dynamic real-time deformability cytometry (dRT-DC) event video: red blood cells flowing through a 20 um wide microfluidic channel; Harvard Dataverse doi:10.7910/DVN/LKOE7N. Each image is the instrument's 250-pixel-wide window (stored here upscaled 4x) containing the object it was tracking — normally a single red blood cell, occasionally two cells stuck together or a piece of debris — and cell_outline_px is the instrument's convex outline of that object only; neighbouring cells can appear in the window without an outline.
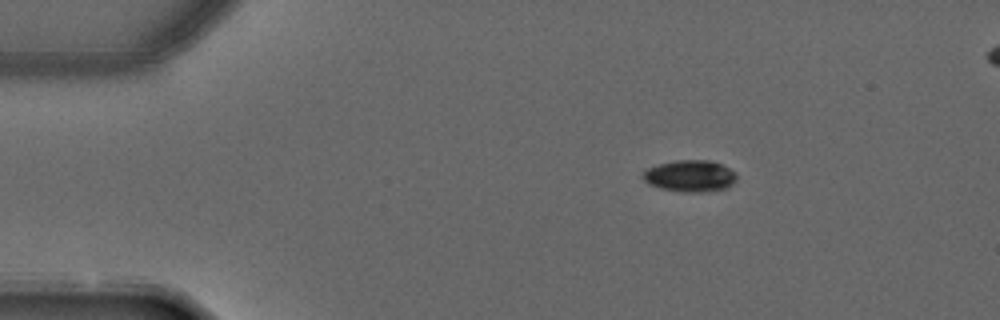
{"species": "common noctule bat (a hibernating species)", "species_latin": "Nyctalus noctula", "temperature_condition": "warm", "stored_images_in_passage": 4, "segment_of_instrument_passage": [1, 2], "camera_frame_rate_fps": 3000, "um_per_image_px": 0.085, "animal": {"sex": "male", "forearm_length_mm": 52.5}, "frame": {"image": 1, "passage_image": 1, "time_ms": 0.0, "image_size_px": [1000, 320], "cell_outline_px": [[736, 180], [728, 188], [704, 192], [684, 192], [660, 188], [648, 184], [640, 176], [644, 168], [676, 160], [712, 160], [736, 172]], "centroid_in_image_um": [58.62, 14.96], "position_along_channel_um": 26.4, "area_um2": 17.51}}